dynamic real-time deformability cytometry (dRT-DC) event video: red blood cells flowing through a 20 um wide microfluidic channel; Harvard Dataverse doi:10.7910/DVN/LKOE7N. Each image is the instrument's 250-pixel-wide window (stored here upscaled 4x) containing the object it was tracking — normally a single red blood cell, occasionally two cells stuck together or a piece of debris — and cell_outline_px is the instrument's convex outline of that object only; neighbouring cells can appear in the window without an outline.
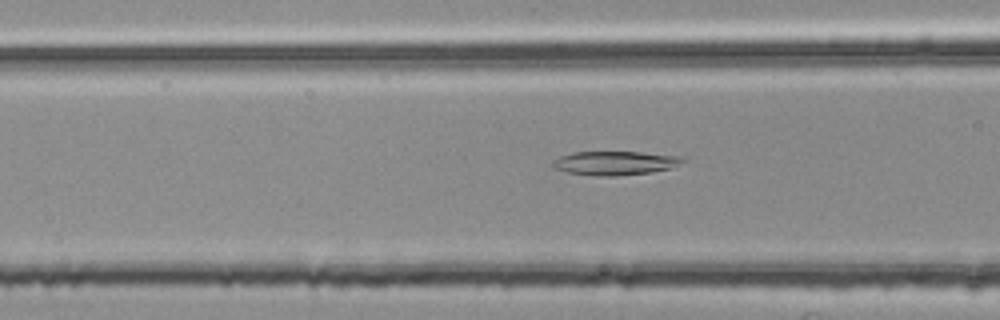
{"species": "common noctule bat (a hibernating species)", "species_latin": "Nyctalus noctula", "temperature_condition": "room temperature", "stored_images_in_passage": 48, "camera_frame_rate_fps": 3000, "um_per_image_px": 0.085, "animal": {"sex": "female", "body_mass_g": 25.1}, "frame": {"image": 1, "passage_image": 15, "time_ms": 4.667, "image_size_px": [1000, 320], "cell_outline_px": [[684, 160], [672, 168], [652, 172], [616, 176], [592, 176], [568, 172], [552, 168], [548, 164], [552, 160], [560, 156], [572, 152], [640, 152], [680, 156]], "centroid_in_image_um": [52.18, 13.86], "position_along_channel_um": 114.4, "area_um2": 18.26}}
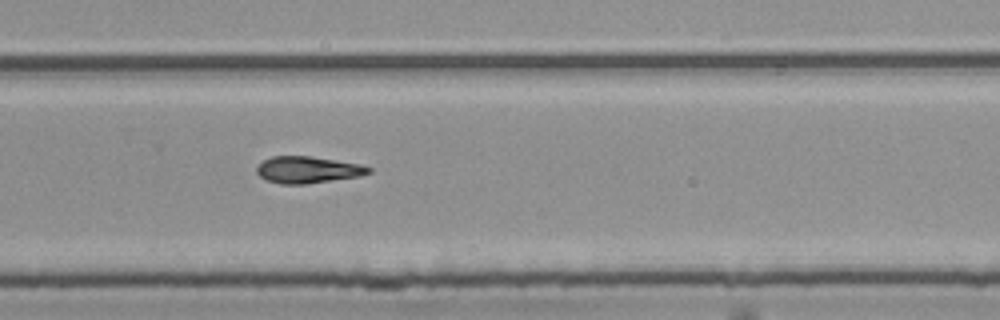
{"frame": {"image": 2, "passage_image": 30, "time_ms": 9.667, "image_size_px": [1000, 320], "cell_outline_px": [[372, 172], [360, 176], [308, 184], [280, 184], [264, 180], [256, 172], [256, 168], [264, 160], [272, 156], [308, 156], [360, 164], [372, 168]], "centroid_in_image_um": [26.15, 14.44], "position_along_channel_um": 303.6, "area_um2": 17.46}}
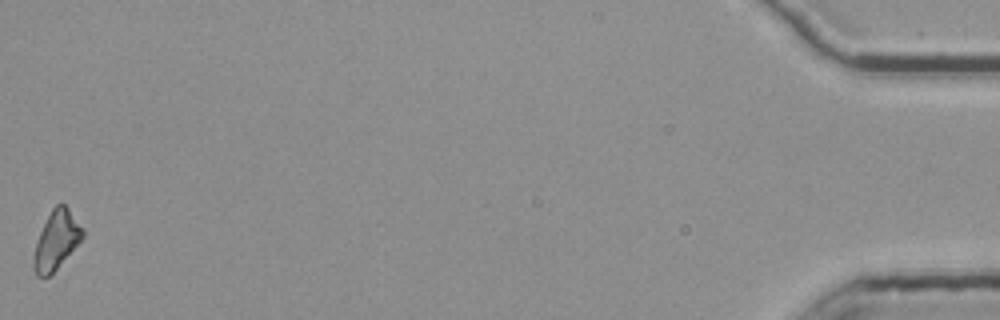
{"frame": {"image": 3, "passage_image": 48, "time_ms": 15.667, "image_size_px": [1000, 320], "cell_outline_px": [[84, 236], [56, 268], [48, 276], [36, 276], [32, 268], [32, 256], [40, 232], [52, 208], [56, 204], [64, 204], [68, 208], [84, 228]], "centroid_in_image_um": [4.77, 20.41], "position_along_channel_um": 430.4, "area_um2": 16.42}}